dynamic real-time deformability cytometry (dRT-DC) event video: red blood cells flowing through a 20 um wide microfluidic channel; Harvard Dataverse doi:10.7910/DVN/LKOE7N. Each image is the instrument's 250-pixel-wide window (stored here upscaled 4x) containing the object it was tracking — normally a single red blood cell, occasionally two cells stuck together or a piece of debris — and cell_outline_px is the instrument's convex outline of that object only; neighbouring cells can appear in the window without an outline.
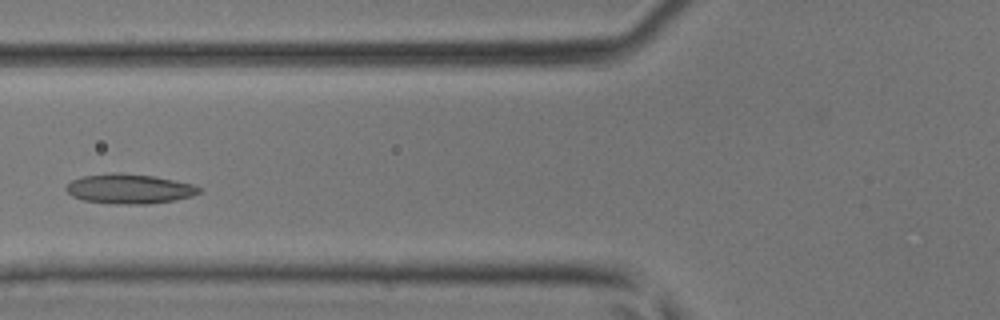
{"species": "common noctule bat (a hibernating species)", "species_latin": "Nyctalus noctula", "temperature_condition": "room temperature", "stored_images_in_passage": 37, "camera_frame_rate_fps": 3000, "um_per_image_px": 0.085, "animal": {"sex": "male", "body_mass_g": 17.9, "forearm_length_mm": 54.2}, "frame": {"image": 1, "passage_image": 9, "time_ms": 2.667, "image_size_px": [1000, 320], "cell_outline_px": [[200, 192], [192, 196], [176, 200], [148, 204], [120, 204], [84, 200], [72, 196], [64, 188], [72, 180], [84, 176], [112, 172], [120, 172], [152, 176], [196, 184], [200, 188]], "centroid_in_image_um": [11.02, 16.04], "position_along_channel_um": 114.8, "area_um2": 23.0}}
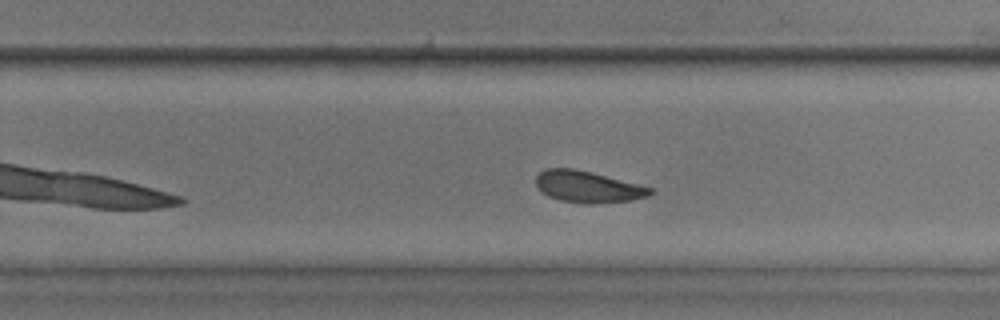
{"frame": {"image": 2, "passage_image": 20, "time_ms": 6.333, "image_size_px": [1000, 320], "cell_outline_px": [[656, 192], [648, 196], [632, 200], [596, 204], [584, 204], [560, 200], [548, 196], [540, 192], [536, 188], [536, 176], [544, 168], [572, 168], [592, 172], [652, 188]], "centroid_in_image_um": [49.93, 15.88], "position_along_channel_um": 279.9, "area_um2": 21.21}}
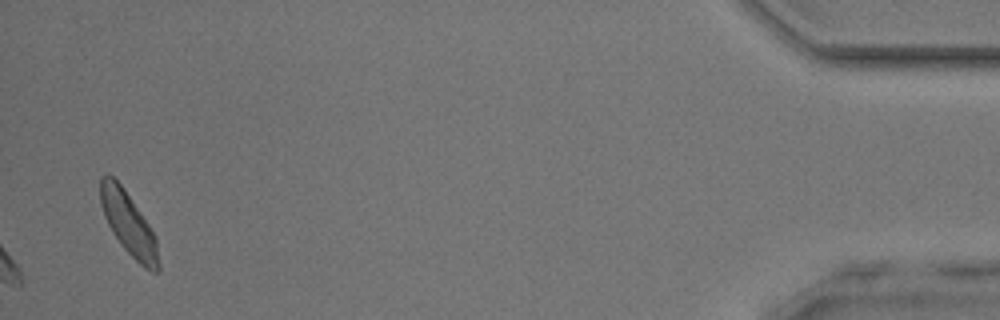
{"frame": {"image": 3, "passage_image": 35, "time_ms": 11.333, "image_size_px": [1000, 320], "cell_outline_px": [[160, 272], [152, 272], [144, 268], [120, 244], [112, 232], [104, 216], [100, 204], [100, 176], [108, 172], [124, 188], [148, 224], [156, 240], [160, 264]], "centroid_in_image_um": [10.91, 19.01], "position_along_channel_um": 424.3, "area_um2": 21.21}}